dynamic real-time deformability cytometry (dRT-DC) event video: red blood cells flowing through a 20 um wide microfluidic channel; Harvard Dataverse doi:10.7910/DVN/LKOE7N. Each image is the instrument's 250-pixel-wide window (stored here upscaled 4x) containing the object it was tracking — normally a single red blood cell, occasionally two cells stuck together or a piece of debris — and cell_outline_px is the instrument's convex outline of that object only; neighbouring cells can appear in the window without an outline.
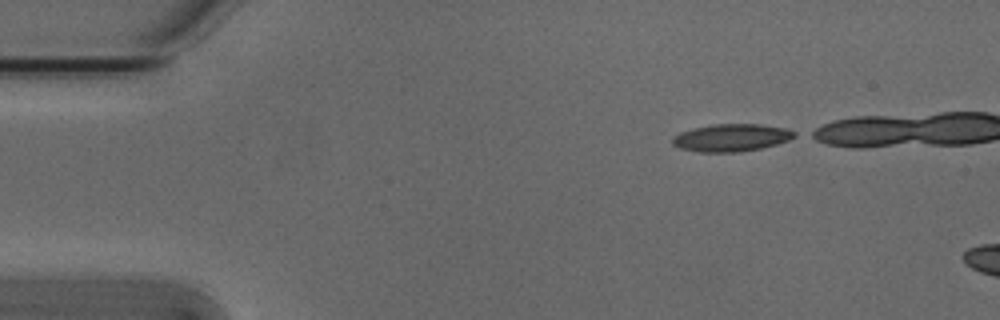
{"species": "Egyptian fruit bat (a non-hibernating species)", "species_latin": "Rousettus aegyptiacus", "temperature_condition": "cold", "stored_images_in_passage": 10, "camera_frame_rate_fps": 3000, "um_per_image_px": 0.085, "animal": {"sex": "male"}, "frame": {"image": 1, "passage_image": 1, "time_ms": 0.0, "image_size_px": [1000, 320], "cell_outline_px": [[796, 136], [788, 140], [776, 144], [760, 148], [740, 152], [700, 152], [680, 148], [672, 144], [672, 136], [680, 132], [692, 128], [712, 124], [760, 124], [788, 128], [796, 132]], "centroid_in_image_um": [62.16, 11.69], "position_along_channel_um": 22.8, "area_um2": 19.65}}